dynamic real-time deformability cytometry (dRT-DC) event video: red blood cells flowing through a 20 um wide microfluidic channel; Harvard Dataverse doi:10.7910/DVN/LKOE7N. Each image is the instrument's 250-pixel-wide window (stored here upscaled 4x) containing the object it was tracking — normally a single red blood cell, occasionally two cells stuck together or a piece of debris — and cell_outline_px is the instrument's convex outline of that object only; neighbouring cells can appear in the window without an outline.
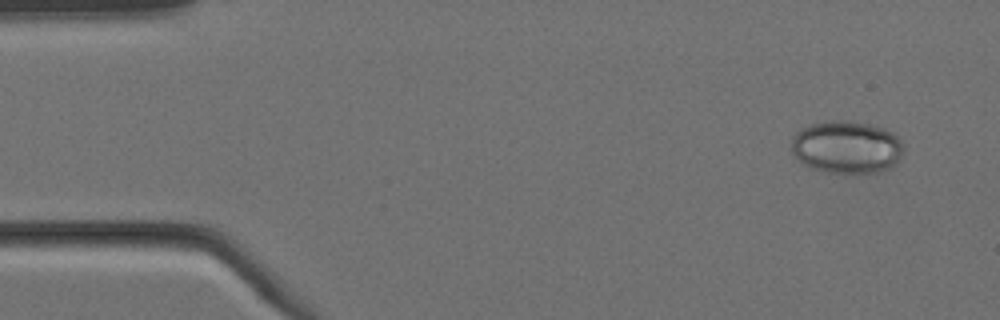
{"species": "Egyptian fruit bat (a non-hibernating species)", "species_latin": "Rousettus aegyptiacus", "temperature_condition": "cold", "stored_images_in_passage": 7, "camera_frame_rate_fps": 3000, "um_per_image_px": 0.085, "animal": {"sex": "female"}, "frame": {"image": 1, "passage_image": 1, "time_ms": 0.0, "image_size_px": [1000, 320], "cell_outline_px": [[904, 152], [896, 164], [892, 168], [876, 172], [856, 176], [844, 176], [824, 172], [808, 168], [792, 152], [792, 136], [796, 132], [812, 124], [832, 120], [844, 120], [868, 124], [884, 128], [892, 132], [904, 144]], "centroid_in_image_um": [72.0, 12.57], "position_along_channel_um": 13.0, "area_um2": 35.37}}